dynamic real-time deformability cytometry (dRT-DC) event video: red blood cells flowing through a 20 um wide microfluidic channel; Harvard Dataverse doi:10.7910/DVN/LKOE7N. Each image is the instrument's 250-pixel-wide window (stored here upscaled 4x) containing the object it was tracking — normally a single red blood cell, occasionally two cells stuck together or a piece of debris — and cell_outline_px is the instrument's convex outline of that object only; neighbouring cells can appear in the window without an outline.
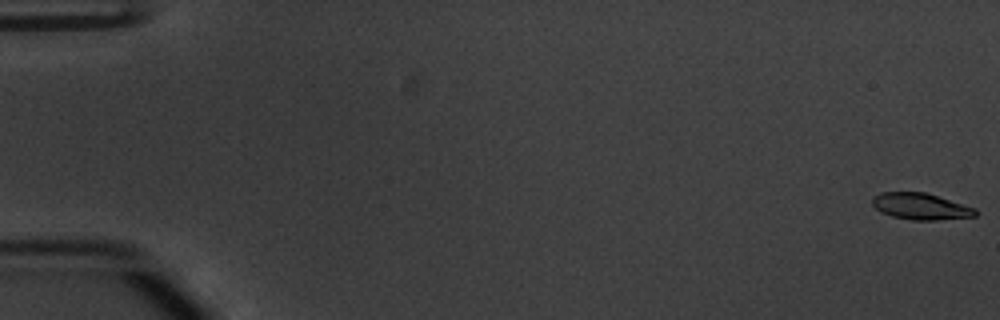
{"species": "common noctule bat (a hibernating species)", "species_latin": "Nyctalus noctula", "temperature_condition": "warm", "stored_images_in_passage": 54, "camera_frame_rate_fps": 3000, "um_per_image_px": 0.085, "animal": {"sex": "male", "body_mass_g": 20.1, "forearm_length_mm": 53.5}, "frame": {"image": 1, "passage_image": 1, "time_ms": 0.0, "image_size_px": [1000, 320], "cell_outline_px": [[980, 212], [976, 216], [936, 220], [912, 220], [892, 216], [880, 212], [872, 204], [872, 196], [880, 192], [924, 192], [976, 208]], "centroid_in_image_um": [78.25, 17.54], "position_along_channel_um": 6.7, "area_um2": 15.95}}
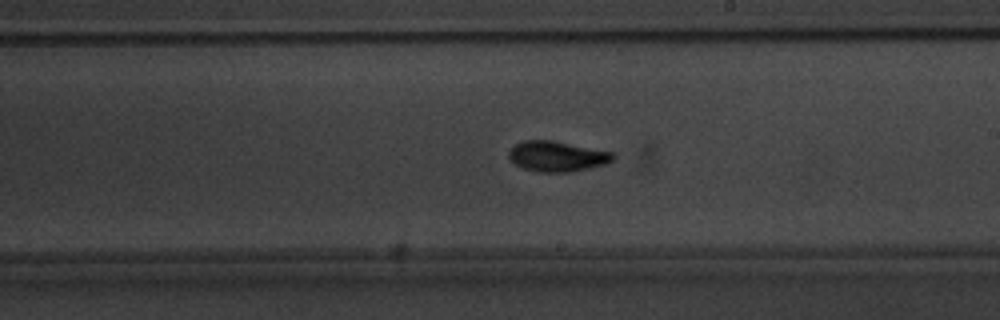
{"frame": {"image": 2, "passage_image": 32, "time_ms": 10.333, "image_size_px": [1000, 320], "cell_outline_px": [[616, 156], [612, 160], [604, 164], [588, 168], [568, 172], [536, 172], [520, 168], [508, 156], [508, 152], [516, 144], [524, 140], [552, 140], [612, 152]], "centroid_in_image_um": [47.32, 13.29], "position_along_channel_um": 241.7, "area_um2": 18.32}}
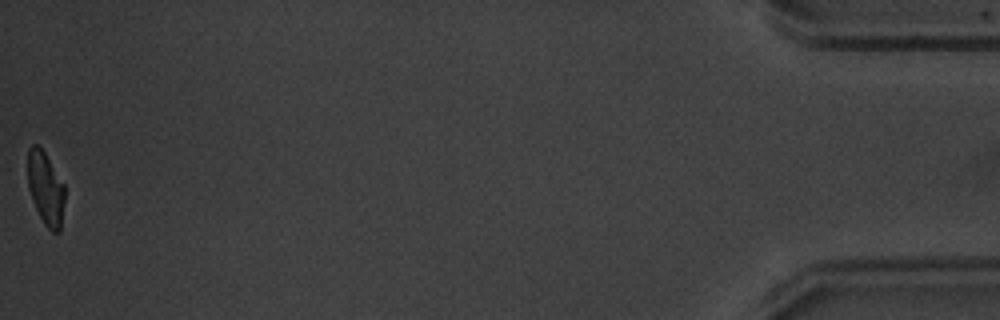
{"frame": {"image": 3, "passage_image": 54, "time_ms": 17.667, "image_size_px": [1000, 320], "cell_outline_px": [[64, 200], [60, 232], [52, 232], [44, 224], [36, 208], [28, 188], [28, 148], [32, 144], [36, 144], [44, 152], [64, 184]], "centroid_in_image_um": [3.87, 16.02], "position_along_channel_um": 431.3, "area_um2": 15.55}, "authors_computed_cell_mechanics": {"area_um2": 17.1955, "velocity_mm_per_s": 3.8447, "shape_relaxation_time_tau1_ms": 2.0005, "shape_relaxation_time_tau2_ms": 1.642, "deformation_change_tau1": 0.1815, "deformation_change_tau2": 0.0789}}